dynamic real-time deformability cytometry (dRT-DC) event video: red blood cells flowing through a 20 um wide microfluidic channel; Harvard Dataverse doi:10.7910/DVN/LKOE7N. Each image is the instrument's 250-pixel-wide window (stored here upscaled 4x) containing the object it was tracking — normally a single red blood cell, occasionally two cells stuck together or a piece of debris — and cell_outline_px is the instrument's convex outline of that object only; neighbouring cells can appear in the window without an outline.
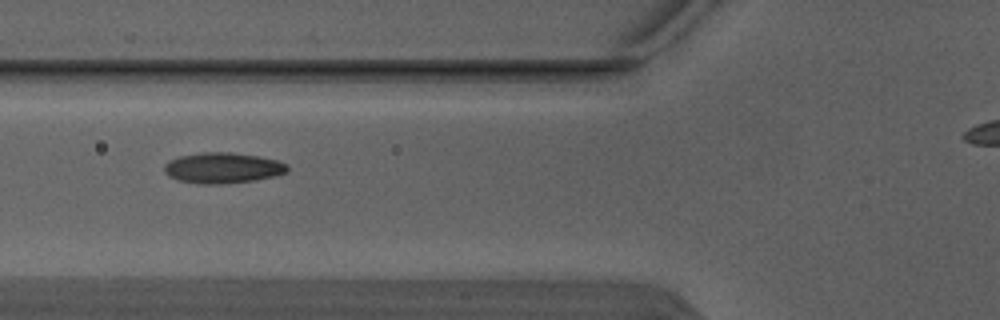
{"species": "Egyptian fruit bat (a non-hibernating species)", "species_latin": "Rousettus aegyptiacus", "temperature_condition": "warm", "stored_images_in_passage": 3, "camera_frame_rate_fps": 3000, "um_per_image_px": 0.085, "animal": {"sex": "male"}, "frame": {"image": 1, "passage_image": 3, "time_ms": 0.667, "image_size_px": [1000, 320], "cell_outline_px": [[288, 172], [276, 176], [252, 180], [220, 184], [200, 184], [180, 180], [168, 176], [164, 172], [164, 164], [168, 160], [180, 156], [200, 152], [232, 152], [260, 156], [276, 160], [288, 164]], "centroid_in_image_um": [18.93, 14.26], "position_along_channel_um": 106.9, "area_um2": 22.14}}